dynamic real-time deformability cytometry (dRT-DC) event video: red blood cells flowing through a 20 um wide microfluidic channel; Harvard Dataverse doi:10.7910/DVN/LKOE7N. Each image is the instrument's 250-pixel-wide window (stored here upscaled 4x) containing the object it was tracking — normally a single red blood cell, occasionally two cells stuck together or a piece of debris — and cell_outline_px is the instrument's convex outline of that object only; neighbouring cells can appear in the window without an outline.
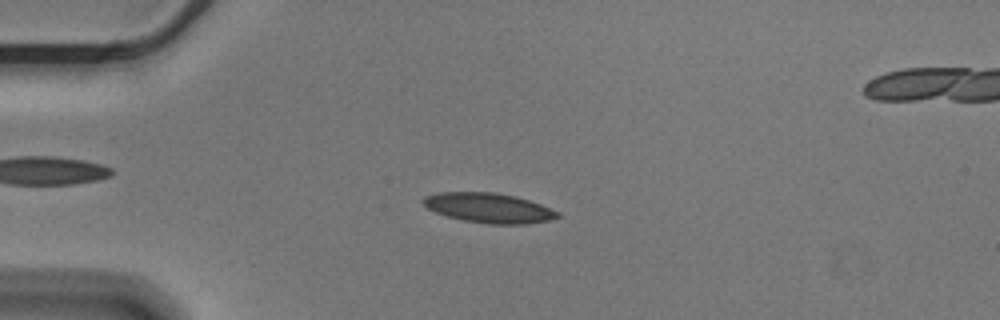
{"species": "Egyptian fruit bat (a non-hibernating species)", "species_latin": "Rousettus aegyptiacus", "temperature_condition": "cold", "stored_images_in_passage": 57, "camera_frame_rate_fps": 3000, "um_per_image_px": 0.085, "animal": {"sex": "male"}, "frame": {"image": 1, "passage_image": 14, "time_ms": 4.333, "image_size_px": [1000, 320], "cell_outline_px": [[560, 216], [548, 220], [524, 224], [488, 224], [464, 220], [448, 216], [436, 212], [428, 208], [420, 200], [424, 196], [436, 192], [496, 192], [516, 196], [540, 204], [560, 212]], "centroid_in_image_um": [41.53, 17.66], "position_along_channel_um": 43.5, "area_um2": 23.29}}
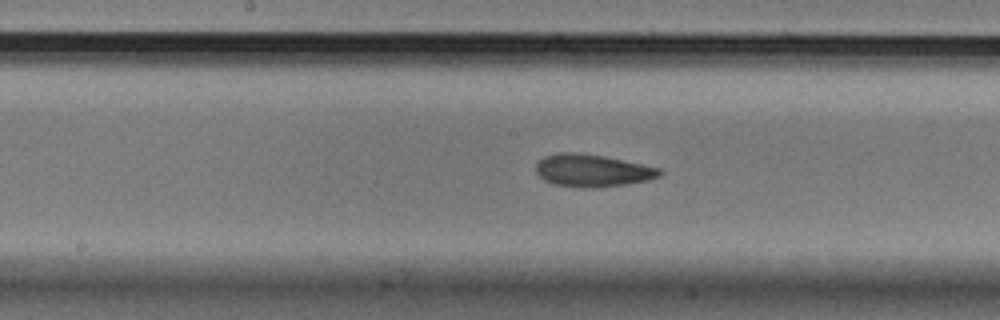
{"frame": {"image": 2, "passage_image": 29, "time_ms": 9.333, "image_size_px": [1000, 320], "cell_outline_px": [[664, 172], [660, 176], [648, 180], [628, 184], [600, 188], [584, 188], [552, 184], [544, 180], [536, 172], [536, 164], [544, 156], [556, 152], [576, 152], [604, 156], [624, 160], [660, 168]], "centroid_in_image_um": [50.35, 14.5], "position_along_channel_um": 197.8, "area_um2": 23.7}}
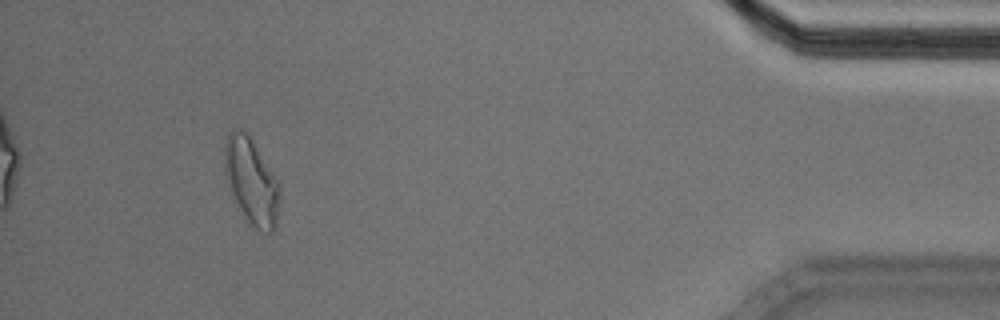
{"frame": {"image": 3, "passage_image": 52, "time_ms": 17.0, "image_size_px": [1000, 320], "cell_outline_px": [[280, 196], [276, 224], [272, 236], [248, 224], [232, 200], [224, 172], [224, 144], [228, 132], [232, 128], [236, 128], [244, 132], [252, 140], [280, 184]], "centroid_in_image_um": [21.34, 15.46], "position_along_channel_um": 413.9, "area_um2": 28.26}}